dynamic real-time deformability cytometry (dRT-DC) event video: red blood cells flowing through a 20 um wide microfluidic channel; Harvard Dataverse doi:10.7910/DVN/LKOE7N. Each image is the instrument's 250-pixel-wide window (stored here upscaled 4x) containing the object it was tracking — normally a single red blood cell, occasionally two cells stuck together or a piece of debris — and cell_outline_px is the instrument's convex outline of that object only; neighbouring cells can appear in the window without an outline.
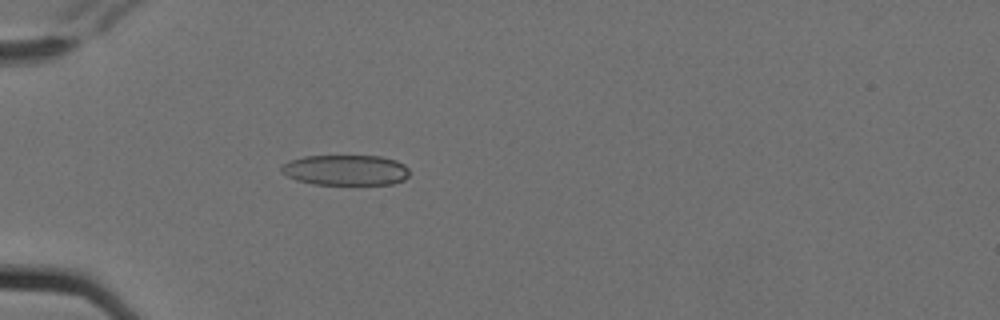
{"species": "Egyptian fruit bat (a non-hibernating species)", "species_latin": "Rousettus aegyptiacus", "temperature_condition": "cold", "stored_images_in_passage": 1, "camera_frame_rate_fps": 3000, "um_per_image_px": 0.085, "animal": {"sex": "female"}, "frame": {"image": 1, "passage_image": 1, "time_ms": 0.0, "image_size_px": [1000, 320], "cell_outline_px": [[408, 176], [404, 180], [392, 184], [312, 184], [296, 180], [280, 172], [280, 168], [284, 164], [292, 160], [304, 156], [380, 156], [396, 160], [404, 164], [408, 168]], "centroid_in_image_um": [29.39, 14.46], "position_along_channel_um": 55.6, "area_um2": 22.72}}